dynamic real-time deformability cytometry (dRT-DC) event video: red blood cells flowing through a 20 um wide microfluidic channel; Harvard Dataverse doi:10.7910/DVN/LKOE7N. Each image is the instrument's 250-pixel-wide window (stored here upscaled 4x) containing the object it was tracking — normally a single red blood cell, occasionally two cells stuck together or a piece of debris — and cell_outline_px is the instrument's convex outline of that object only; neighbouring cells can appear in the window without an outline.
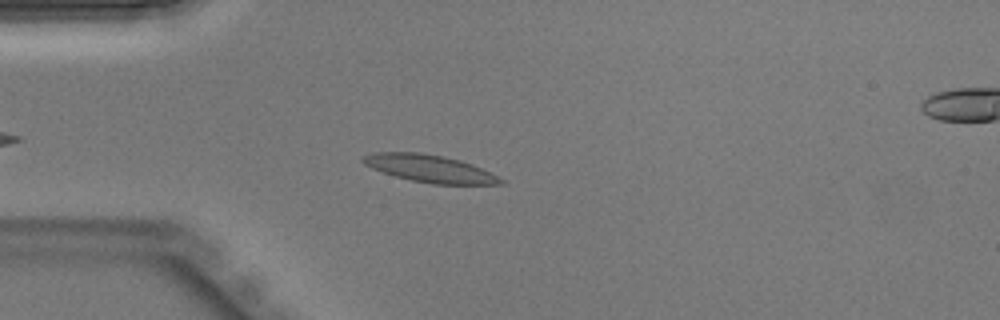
{"species": "Egyptian fruit bat (a non-hibernating species)", "species_latin": "Rousettus aegyptiacus", "temperature_condition": "warm", "stored_images_in_passage": 32, "camera_frame_rate_fps": 3000, "um_per_image_px": 0.085, "animal": {"sex": "male"}, "frame": {"image": 1, "passage_image": 6, "time_ms": 1.667, "image_size_px": [1000, 320], "cell_outline_px": [[504, 184], [432, 184], [412, 180], [396, 176], [372, 168], [364, 164], [360, 160], [364, 156], [372, 152], [420, 152], [444, 156], [460, 160], [472, 164], [504, 180]], "centroid_in_image_um": [36.5, 14.31], "position_along_channel_um": 48.5, "area_um2": 21.73}}
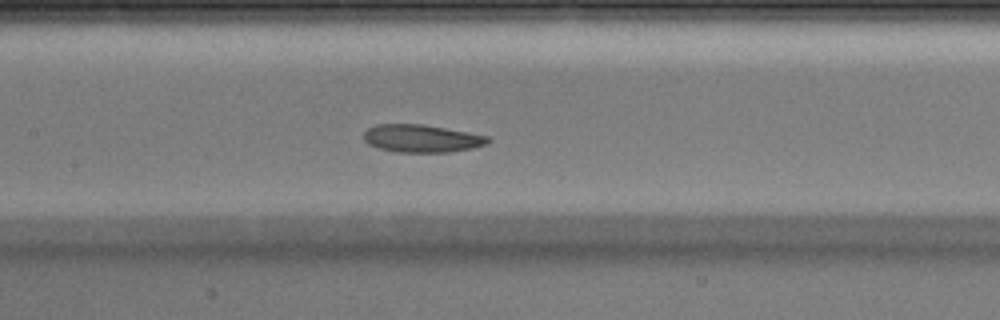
{"frame": {"image": 2, "passage_image": 15, "time_ms": 4.667, "image_size_px": [1000, 320], "cell_outline_px": [[492, 140], [484, 144], [472, 148], [448, 152], [396, 152], [380, 148], [368, 144], [364, 140], [364, 132], [368, 128], [376, 124], [424, 124], [468, 132], [488, 136]], "centroid_in_image_um": [35.83, 11.76], "position_along_channel_um": 171.6, "area_um2": 20.0}}
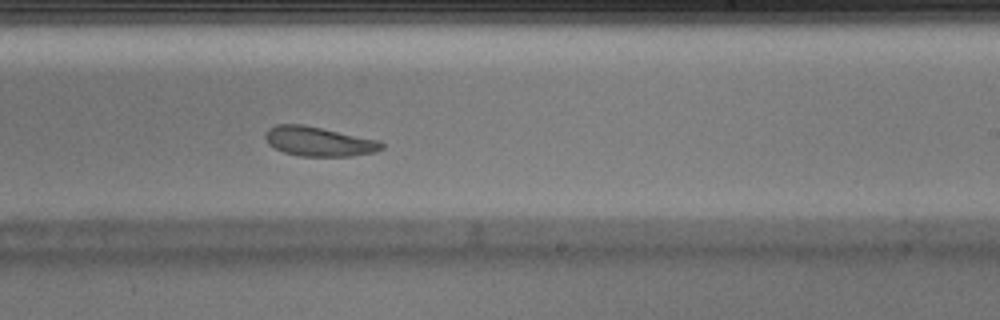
{"frame": {"image": 3, "passage_image": 21, "time_ms": 6.667, "image_size_px": [1000, 320], "cell_outline_px": [[384, 148], [376, 152], [352, 156], [300, 156], [284, 152], [268, 144], [264, 136], [264, 132], [268, 128], [276, 124], [304, 124], [380, 140], [384, 144]], "centroid_in_image_um": [27.11, 12.01], "position_along_channel_um": 261.9, "area_um2": 20.23}}